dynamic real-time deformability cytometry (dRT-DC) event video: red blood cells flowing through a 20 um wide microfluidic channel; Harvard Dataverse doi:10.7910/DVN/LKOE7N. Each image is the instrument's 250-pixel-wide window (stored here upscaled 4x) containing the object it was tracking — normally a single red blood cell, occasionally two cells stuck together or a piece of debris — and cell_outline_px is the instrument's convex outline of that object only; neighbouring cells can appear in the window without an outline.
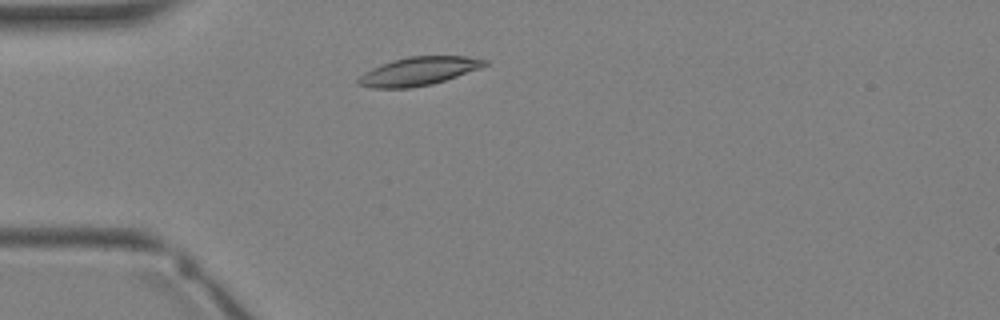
{"species": "Egyptian fruit bat (a non-hibernating species)", "species_latin": "Rousettus aegyptiacus", "temperature_condition": "warm", "stored_images_in_passage": 2, "camera_frame_rate_fps": 3000, "um_per_image_px": 0.085, "animal": {"sex": "female"}, "frame": {"image": 1, "passage_image": 2, "time_ms": 1.333, "image_size_px": [1000, 320], "cell_outline_px": [[488, 64], [480, 68], [432, 84], [408, 88], [372, 88], [356, 84], [356, 80], [364, 72], [372, 68], [408, 56], [464, 56], [488, 60]], "centroid_in_image_um": [35.56, 6.06], "position_along_channel_um": 49.4, "area_um2": 20.63}}